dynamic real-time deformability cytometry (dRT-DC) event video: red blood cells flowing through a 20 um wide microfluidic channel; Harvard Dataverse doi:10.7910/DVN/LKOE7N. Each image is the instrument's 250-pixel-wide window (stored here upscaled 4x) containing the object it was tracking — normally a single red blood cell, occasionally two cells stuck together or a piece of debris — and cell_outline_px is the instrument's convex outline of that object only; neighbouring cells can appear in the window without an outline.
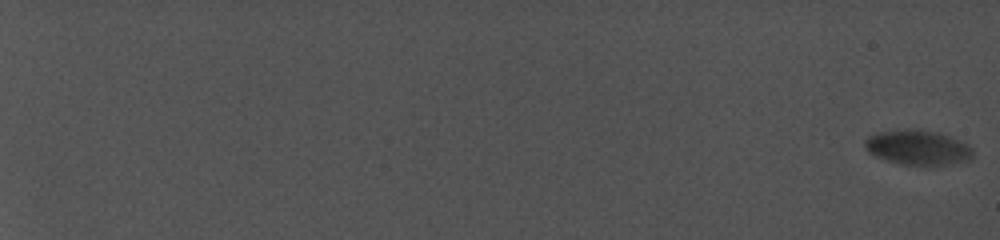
{"species": "common noctule bat (a hibernating species)", "species_latin": "Nyctalus noctula", "temperature_condition": "cold", "stored_images_in_passage": 72, "camera_frame_rate_fps": 5000, "um_per_image_px": 0.085, "animal": {"sex": "female", "body_mass_g": 19.0, "forearm_length_mm": 56.7}, "frame": {"image": 1, "passage_image": 1, "time_ms": 0.0, "image_size_px": [1000, 240], "cell_outline_px": [[972, 156], [968, 160], [948, 164], [900, 164], [876, 156], [868, 152], [864, 144], [864, 140], [868, 136], [880, 132], [908, 128], [920, 128], [936, 132], [948, 136], [968, 144], [972, 148]], "centroid_in_image_um": [77.99, 12.51], "position_along_channel_um": 7.0, "area_um2": 21.68}}
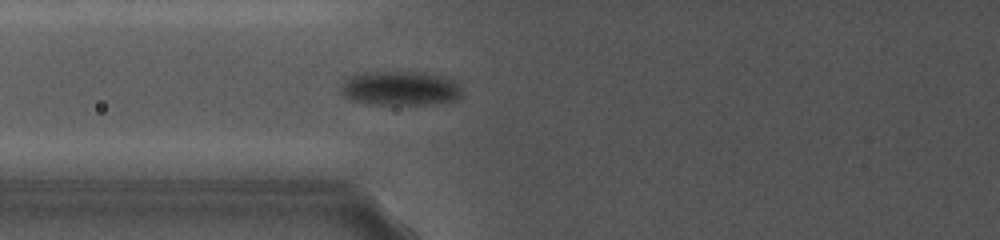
{"frame": {"image": 2, "passage_image": 33, "time_ms": 11.0, "image_size_px": [1000, 240], "cell_outline_px": [[464, 92], [460, 100], [432, 104], [368, 104], [348, 100], [340, 92], [340, 84], [344, 76], [372, 68], [420, 72], [444, 76], [452, 80]], "centroid_in_image_um": [33.9, 7.45], "position_along_channel_um": 91.9, "area_um2": 25.84}}
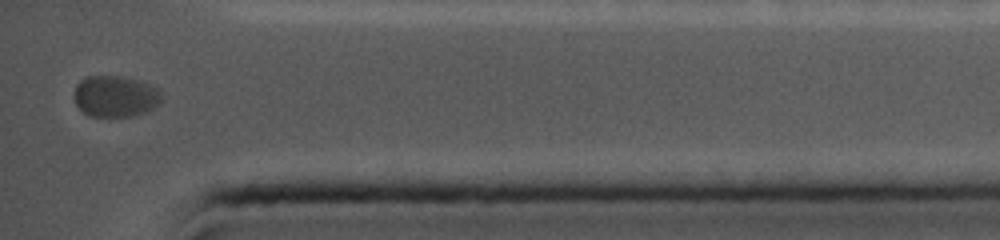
{"frame": {"image": 3, "passage_image": 72, "time_ms": 20.0, "image_size_px": [1000, 240], "cell_outline_px": [[164, 96], [152, 108], [144, 112], [128, 116], [92, 116], [84, 112], [76, 104], [76, 84], [80, 80], [88, 76], [124, 76], [140, 80], [156, 88]], "centroid_in_image_um": [9.81, 8.16], "position_along_channel_um": 425.4, "area_um2": 20.69}}